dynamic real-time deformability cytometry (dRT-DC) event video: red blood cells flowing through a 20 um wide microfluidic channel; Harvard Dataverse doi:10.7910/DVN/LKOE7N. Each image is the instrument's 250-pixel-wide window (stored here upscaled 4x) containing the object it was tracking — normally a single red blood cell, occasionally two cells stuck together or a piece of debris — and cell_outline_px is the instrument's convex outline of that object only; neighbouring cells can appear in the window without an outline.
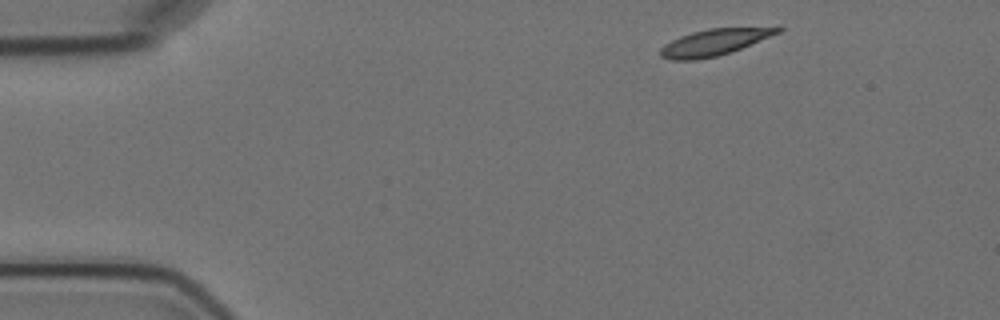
{"species": "Egyptian fruit bat (a non-hibernating species)", "species_latin": "Rousettus aegyptiacus", "temperature_condition": "cold", "stored_images_in_passage": 3, "camera_frame_rate_fps": 3000, "um_per_image_px": 0.085, "animal": {"sex": "female"}, "frame": {"image": 1, "passage_image": 1, "time_ms": 0.0, "image_size_px": [1000, 320], "cell_outline_px": [[784, 28], [780, 32], [732, 52], [716, 56], [696, 60], [668, 60], [660, 56], [660, 48], [664, 44], [680, 36], [692, 32], [708, 28], [776, 24]], "centroid_in_image_um": [60.83, 3.54], "position_along_channel_um": 24.2, "area_um2": 18.9}}